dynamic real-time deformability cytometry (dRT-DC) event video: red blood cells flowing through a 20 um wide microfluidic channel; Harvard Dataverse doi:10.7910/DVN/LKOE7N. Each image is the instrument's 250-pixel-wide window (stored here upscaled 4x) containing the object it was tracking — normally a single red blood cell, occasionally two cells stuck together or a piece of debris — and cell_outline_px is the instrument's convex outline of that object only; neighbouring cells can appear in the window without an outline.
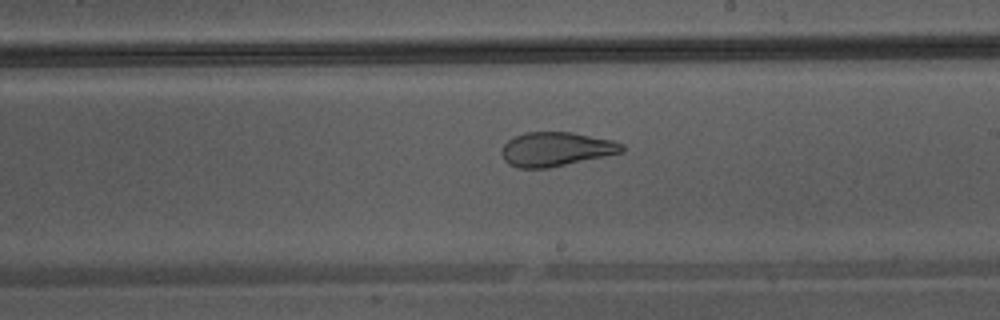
{"species": "Egyptian fruit bat (a non-hibernating species)", "species_latin": "Rousettus aegyptiacus", "temperature_condition": "warm", "stored_images_in_passage": 43, "camera_frame_rate_fps": 3000, "um_per_image_px": 0.085, "animal": {"sex": "male"}, "frame": {"image": 1, "passage_image": 25, "time_ms": 8.0, "image_size_px": [1000, 320], "cell_outline_px": [[624, 152], [548, 168], [520, 168], [508, 164], [504, 160], [500, 152], [504, 144], [512, 136], [524, 132], [572, 132], [612, 140], [624, 144]], "centroid_in_image_um": [47.23, 12.67], "position_along_channel_um": 241.8, "area_um2": 24.04}}